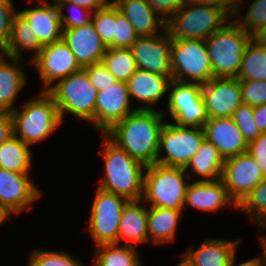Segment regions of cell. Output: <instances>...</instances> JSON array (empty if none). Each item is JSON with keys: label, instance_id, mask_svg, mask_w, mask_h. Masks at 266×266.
I'll return each mask as SVG.
<instances>
[{"label": "cell", "instance_id": "1", "mask_svg": "<svg viewBox=\"0 0 266 266\" xmlns=\"http://www.w3.org/2000/svg\"><path fill=\"white\" fill-rule=\"evenodd\" d=\"M164 119L161 109H136L104 134L134 159L149 166L157 162Z\"/></svg>", "mask_w": 266, "mask_h": 266}, {"label": "cell", "instance_id": "2", "mask_svg": "<svg viewBox=\"0 0 266 266\" xmlns=\"http://www.w3.org/2000/svg\"><path fill=\"white\" fill-rule=\"evenodd\" d=\"M99 153L104 163V173L98 188L123 196L127 200L142 199L146 165L118 147L105 134H101Z\"/></svg>", "mask_w": 266, "mask_h": 266}, {"label": "cell", "instance_id": "3", "mask_svg": "<svg viewBox=\"0 0 266 266\" xmlns=\"http://www.w3.org/2000/svg\"><path fill=\"white\" fill-rule=\"evenodd\" d=\"M22 106L21 109L16 108L11 112L13 130L16 137L30 146L46 141L63 125L54 98L47 91H40Z\"/></svg>", "mask_w": 266, "mask_h": 266}, {"label": "cell", "instance_id": "4", "mask_svg": "<svg viewBox=\"0 0 266 266\" xmlns=\"http://www.w3.org/2000/svg\"><path fill=\"white\" fill-rule=\"evenodd\" d=\"M231 18L220 8L196 3H183L172 17L165 20L164 31L173 40H205L220 30Z\"/></svg>", "mask_w": 266, "mask_h": 266}, {"label": "cell", "instance_id": "5", "mask_svg": "<svg viewBox=\"0 0 266 266\" xmlns=\"http://www.w3.org/2000/svg\"><path fill=\"white\" fill-rule=\"evenodd\" d=\"M47 92L54 98L63 123L67 113L95 129L97 90L84 69L59 79Z\"/></svg>", "mask_w": 266, "mask_h": 266}, {"label": "cell", "instance_id": "6", "mask_svg": "<svg viewBox=\"0 0 266 266\" xmlns=\"http://www.w3.org/2000/svg\"><path fill=\"white\" fill-rule=\"evenodd\" d=\"M251 40L233 19L205 39L213 76L236 78L245 49Z\"/></svg>", "mask_w": 266, "mask_h": 266}, {"label": "cell", "instance_id": "7", "mask_svg": "<svg viewBox=\"0 0 266 266\" xmlns=\"http://www.w3.org/2000/svg\"><path fill=\"white\" fill-rule=\"evenodd\" d=\"M190 181L184 168L157 163L146 166L142 200L148 206L183 210Z\"/></svg>", "mask_w": 266, "mask_h": 266}, {"label": "cell", "instance_id": "8", "mask_svg": "<svg viewBox=\"0 0 266 266\" xmlns=\"http://www.w3.org/2000/svg\"><path fill=\"white\" fill-rule=\"evenodd\" d=\"M170 57L172 80L203 85L214 77L205 40L175 41Z\"/></svg>", "mask_w": 266, "mask_h": 266}, {"label": "cell", "instance_id": "9", "mask_svg": "<svg viewBox=\"0 0 266 266\" xmlns=\"http://www.w3.org/2000/svg\"><path fill=\"white\" fill-rule=\"evenodd\" d=\"M204 140L205 134L202 127L179 126L166 121L160 132L156 163L168 167L185 168Z\"/></svg>", "mask_w": 266, "mask_h": 266}, {"label": "cell", "instance_id": "10", "mask_svg": "<svg viewBox=\"0 0 266 266\" xmlns=\"http://www.w3.org/2000/svg\"><path fill=\"white\" fill-rule=\"evenodd\" d=\"M128 201L123 196L96 187L86 227L94 247L102 244H118L120 217Z\"/></svg>", "mask_w": 266, "mask_h": 266}, {"label": "cell", "instance_id": "11", "mask_svg": "<svg viewBox=\"0 0 266 266\" xmlns=\"http://www.w3.org/2000/svg\"><path fill=\"white\" fill-rule=\"evenodd\" d=\"M166 104V111H162L165 118L179 126L203 127L209 119L202 98V85L172 80ZM167 112V113H165Z\"/></svg>", "mask_w": 266, "mask_h": 266}, {"label": "cell", "instance_id": "12", "mask_svg": "<svg viewBox=\"0 0 266 266\" xmlns=\"http://www.w3.org/2000/svg\"><path fill=\"white\" fill-rule=\"evenodd\" d=\"M30 64L35 68L42 82L40 91H47L59 79L83 69L62 40L44 46Z\"/></svg>", "mask_w": 266, "mask_h": 266}, {"label": "cell", "instance_id": "13", "mask_svg": "<svg viewBox=\"0 0 266 266\" xmlns=\"http://www.w3.org/2000/svg\"><path fill=\"white\" fill-rule=\"evenodd\" d=\"M264 179L259 165L248 152L224 159L221 180L237 205Z\"/></svg>", "mask_w": 266, "mask_h": 266}, {"label": "cell", "instance_id": "14", "mask_svg": "<svg viewBox=\"0 0 266 266\" xmlns=\"http://www.w3.org/2000/svg\"><path fill=\"white\" fill-rule=\"evenodd\" d=\"M30 174L0 168V205L13 215L30 211L34 201H38L43 195V191L29 176Z\"/></svg>", "mask_w": 266, "mask_h": 266}, {"label": "cell", "instance_id": "15", "mask_svg": "<svg viewBox=\"0 0 266 266\" xmlns=\"http://www.w3.org/2000/svg\"><path fill=\"white\" fill-rule=\"evenodd\" d=\"M126 82L116 81L105 90L97 91L95 130L101 134L134 112Z\"/></svg>", "mask_w": 266, "mask_h": 266}, {"label": "cell", "instance_id": "16", "mask_svg": "<svg viewBox=\"0 0 266 266\" xmlns=\"http://www.w3.org/2000/svg\"><path fill=\"white\" fill-rule=\"evenodd\" d=\"M173 40L164 32L138 37L129 48L139 69L172 76L171 47Z\"/></svg>", "mask_w": 266, "mask_h": 266}, {"label": "cell", "instance_id": "17", "mask_svg": "<svg viewBox=\"0 0 266 266\" xmlns=\"http://www.w3.org/2000/svg\"><path fill=\"white\" fill-rule=\"evenodd\" d=\"M202 98L209 119L232 117L243 103L237 78L213 77L202 85Z\"/></svg>", "mask_w": 266, "mask_h": 266}, {"label": "cell", "instance_id": "18", "mask_svg": "<svg viewBox=\"0 0 266 266\" xmlns=\"http://www.w3.org/2000/svg\"><path fill=\"white\" fill-rule=\"evenodd\" d=\"M193 207L201 212H217L223 208L237 210L238 205L230 197L223 181H191L185 194L183 210Z\"/></svg>", "mask_w": 266, "mask_h": 266}, {"label": "cell", "instance_id": "19", "mask_svg": "<svg viewBox=\"0 0 266 266\" xmlns=\"http://www.w3.org/2000/svg\"><path fill=\"white\" fill-rule=\"evenodd\" d=\"M36 0H26L30 5ZM36 7L18 11L29 23L43 46L62 39V26L59 10L54 0H37Z\"/></svg>", "mask_w": 266, "mask_h": 266}, {"label": "cell", "instance_id": "20", "mask_svg": "<svg viewBox=\"0 0 266 266\" xmlns=\"http://www.w3.org/2000/svg\"><path fill=\"white\" fill-rule=\"evenodd\" d=\"M61 40L73 52L82 68L100 63L107 50L92 21L81 27L63 29Z\"/></svg>", "mask_w": 266, "mask_h": 266}, {"label": "cell", "instance_id": "21", "mask_svg": "<svg viewBox=\"0 0 266 266\" xmlns=\"http://www.w3.org/2000/svg\"><path fill=\"white\" fill-rule=\"evenodd\" d=\"M172 76L159 75L142 69H137L135 73L127 80V87L130 99L137 100L136 109L154 110V106L162 101V98L168 97L169 86Z\"/></svg>", "mask_w": 266, "mask_h": 266}, {"label": "cell", "instance_id": "22", "mask_svg": "<svg viewBox=\"0 0 266 266\" xmlns=\"http://www.w3.org/2000/svg\"><path fill=\"white\" fill-rule=\"evenodd\" d=\"M202 128L223 159L247 152L248 143L232 117L208 119Z\"/></svg>", "mask_w": 266, "mask_h": 266}, {"label": "cell", "instance_id": "23", "mask_svg": "<svg viewBox=\"0 0 266 266\" xmlns=\"http://www.w3.org/2000/svg\"><path fill=\"white\" fill-rule=\"evenodd\" d=\"M25 58L4 55L0 59V112L11 113L21 90L26 86L27 73L22 65ZM26 74V75H25Z\"/></svg>", "mask_w": 266, "mask_h": 266}, {"label": "cell", "instance_id": "24", "mask_svg": "<svg viewBox=\"0 0 266 266\" xmlns=\"http://www.w3.org/2000/svg\"><path fill=\"white\" fill-rule=\"evenodd\" d=\"M241 239H204L196 249L190 246L183 254L195 266H230Z\"/></svg>", "mask_w": 266, "mask_h": 266}, {"label": "cell", "instance_id": "25", "mask_svg": "<svg viewBox=\"0 0 266 266\" xmlns=\"http://www.w3.org/2000/svg\"><path fill=\"white\" fill-rule=\"evenodd\" d=\"M143 204H142V203ZM142 204V205H140ZM142 199L129 200L123 208L118 232V244L137 247L148 242V208Z\"/></svg>", "mask_w": 266, "mask_h": 266}, {"label": "cell", "instance_id": "26", "mask_svg": "<svg viewBox=\"0 0 266 266\" xmlns=\"http://www.w3.org/2000/svg\"><path fill=\"white\" fill-rule=\"evenodd\" d=\"M114 4L130 21L139 37L164 32L165 21L146 0H116Z\"/></svg>", "mask_w": 266, "mask_h": 266}, {"label": "cell", "instance_id": "27", "mask_svg": "<svg viewBox=\"0 0 266 266\" xmlns=\"http://www.w3.org/2000/svg\"><path fill=\"white\" fill-rule=\"evenodd\" d=\"M183 210L148 206V242L163 246L175 241Z\"/></svg>", "mask_w": 266, "mask_h": 266}, {"label": "cell", "instance_id": "28", "mask_svg": "<svg viewBox=\"0 0 266 266\" xmlns=\"http://www.w3.org/2000/svg\"><path fill=\"white\" fill-rule=\"evenodd\" d=\"M223 165L218 149L205 139L184 170L192 181L195 176L200 181H217L221 179Z\"/></svg>", "mask_w": 266, "mask_h": 266}, {"label": "cell", "instance_id": "29", "mask_svg": "<svg viewBox=\"0 0 266 266\" xmlns=\"http://www.w3.org/2000/svg\"><path fill=\"white\" fill-rule=\"evenodd\" d=\"M44 46L36 36L35 32L32 31L29 23L26 19L18 12L12 22L11 36L3 48L5 55L17 58H23V52L32 51L30 61L40 52Z\"/></svg>", "mask_w": 266, "mask_h": 266}, {"label": "cell", "instance_id": "30", "mask_svg": "<svg viewBox=\"0 0 266 266\" xmlns=\"http://www.w3.org/2000/svg\"><path fill=\"white\" fill-rule=\"evenodd\" d=\"M31 146L12 135L0 147V168L18 173H30L33 165Z\"/></svg>", "mask_w": 266, "mask_h": 266}, {"label": "cell", "instance_id": "31", "mask_svg": "<svg viewBox=\"0 0 266 266\" xmlns=\"http://www.w3.org/2000/svg\"><path fill=\"white\" fill-rule=\"evenodd\" d=\"M94 249L91 266H144L136 247L102 244Z\"/></svg>", "mask_w": 266, "mask_h": 266}, {"label": "cell", "instance_id": "32", "mask_svg": "<svg viewBox=\"0 0 266 266\" xmlns=\"http://www.w3.org/2000/svg\"><path fill=\"white\" fill-rule=\"evenodd\" d=\"M101 62L111 75L114 76L117 81L121 82H127L138 69L129 48L107 47Z\"/></svg>", "mask_w": 266, "mask_h": 266}, {"label": "cell", "instance_id": "33", "mask_svg": "<svg viewBox=\"0 0 266 266\" xmlns=\"http://www.w3.org/2000/svg\"><path fill=\"white\" fill-rule=\"evenodd\" d=\"M236 78L239 81H266V49L250 40Z\"/></svg>", "mask_w": 266, "mask_h": 266}, {"label": "cell", "instance_id": "34", "mask_svg": "<svg viewBox=\"0 0 266 266\" xmlns=\"http://www.w3.org/2000/svg\"><path fill=\"white\" fill-rule=\"evenodd\" d=\"M237 210L251 216V221L257 224V231L266 229V178L238 204Z\"/></svg>", "mask_w": 266, "mask_h": 266}, {"label": "cell", "instance_id": "35", "mask_svg": "<svg viewBox=\"0 0 266 266\" xmlns=\"http://www.w3.org/2000/svg\"><path fill=\"white\" fill-rule=\"evenodd\" d=\"M27 266H85L80 259L65 250L33 249Z\"/></svg>", "mask_w": 266, "mask_h": 266}, {"label": "cell", "instance_id": "36", "mask_svg": "<svg viewBox=\"0 0 266 266\" xmlns=\"http://www.w3.org/2000/svg\"><path fill=\"white\" fill-rule=\"evenodd\" d=\"M91 21L105 46L113 48L116 5L113 3L107 7L93 11Z\"/></svg>", "mask_w": 266, "mask_h": 266}, {"label": "cell", "instance_id": "37", "mask_svg": "<svg viewBox=\"0 0 266 266\" xmlns=\"http://www.w3.org/2000/svg\"><path fill=\"white\" fill-rule=\"evenodd\" d=\"M59 10L62 29L81 27L91 22L92 11L67 0H54ZM67 8L69 14L64 13ZM72 11V12H71Z\"/></svg>", "mask_w": 266, "mask_h": 266}, {"label": "cell", "instance_id": "38", "mask_svg": "<svg viewBox=\"0 0 266 266\" xmlns=\"http://www.w3.org/2000/svg\"><path fill=\"white\" fill-rule=\"evenodd\" d=\"M245 14L233 20L248 34L266 25V0H253Z\"/></svg>", "mask_w": 266, "mask_h": 266}, {"label": "cell", "instance_id": "39", "mask_svg": "<svg viewBox=\"0 0 266 266\" xmlns=\"http://www.w3.org/2000/svg\"><path fill=\"white\" fill-rule=\"evenodd\" d=\"M232 118L247 143L255 140L261 134L255 124L254 110L251 105L242 103L234 111Z\"/></svg>", "mask_w": 266, "mask_h": 266}, {"label": "cell", "instance_id": "40", "mask_svg": "<svg viewBox=\"0 0 266 266\" xmlns=\"http://www.w3.org/2000/svg\"><path fill=\"white\" fill-rule=\"evenodd\" d=\"M139 36L130 21L120 13L116 6V24L113 37V48H130Z\"/></svg>", "mask_w": 266, "mask_h": 266}, {"label": "cell", "instance_id": "41", "mask_svg": "<svg viewBox=\"0 0 266 266\" xmlns=\"http://www.w3.org/2000/svg\"><path fill=\"white\" fill-rule=\"evenodd\" d=\"M242 102L252 107L266 104V81H240Z\"/></svg>", "mask_w": 266, "mask_h": 266}, {"label": "cell", "instance_id": "42", "mask_svg": "<svg viewBox=\"0 0 266 266\" xmlns=\"http://www.w3.org/2000/svg\"><path fill=\"white\" fill-rule=\"evenodd\" d=\"M16 6L13 0H0V47L4 48L8 43L14 16L18 13L15 11Z\"/></svg>", "mask_w": 266, "mask_h": 266}, {"label": "cell", "instance_id": "43", "mask_svg": "<svg viewBox=\"0 0 266 266\" xmlns=\"http://www.w3.org/2000/svg\"><path fill=\"white\" fill-rule=\"evenodd\" d=\"M83 69L87 72L91 83L97 91L105 90L117 81L105 68L102 62L86 66Z\"/></svg>", "mask_w": 266, "mask_h": 266}, {"label": "cell", "instance_id": "44", "mask_svg": "<svg viewBox=\"0 0 266 266\" xmlns=\"http://www.w3.org/2000/svg\"><path fill=\"white\" fill-rule=\"evenodd\" d=\"M247 152L254 158L266 178V132L248 143Z\"/></svg>", "mask_w": 266, "mask_h": 266}, {"label": "cell", "instance_id": "45", "mask_svg": "<svg viewBox=\"0 0 266 266\" xmlns=\"http://www.w3.org/2000/svg\"><path fill=\"white\" fill-rule=\"evenodd\" d=\"M156 13L165 21L183 5L182 0H146Z\"/></svg>", "mask_w": 266, "mask_h": 266}, {"label": "cell", "instance_id": "46", "mask_svg": "<svg viewBox=\"0 0 266 266\" xmlns=\"http://www.w3.org/2000/svg\"><path fill=\"white\" fill-rule=\"evenodd\" d=\"M183 3H196L203 5H211L222 9L231 19L234 18L238 0H182Z\"/></svg>", "mask_w": 266, "mask_h": 266}, {"label": "cell", "instance_id": "47", "mask_svg": "<svg viewBox=\"0 0 266 266\" xmlns=\"http://www.w3.org/2000/svg\"><path fill=\"white\" fill-rule=\"evenodd\" d=\"M14 135L13 118L11 113L0 112V147Z\"/></svg>", "mask_w": 266, "mask_h": 266}, {"label": "cell", "instance_id": "48", "mask_svg": "<svg viewBox=\"0 0 266 266\" xmlns=\"http://www.w3.org/2000/svg\"><path fill=\"white\" fill-rule=\"evenodd\" d=\"M88 10L96 11L113 4V0H67Z\"/></svg>", "mask_w": 266, "mask_h": 266}, {"label": "cell", "instance_id": "49", "mask_svg": "<svg viewBox=\"0 0 266 266\" xmlns=\"http://www.w3.org/2000/svg\"><path fill=\"white\" fill-rule=\"evenodd\" d=\"M255 124L260 133L266 132V104L253 107Z\"/></svg>", "mask_w": 266, "mask_h": 266}, {"label": "cell", "instance_id": "50", "mask_svg": "<svg viewBox=\"0 0 266 266\" xmlns=\"http://www.w3.org/2000/svg\"><path fill=\"white\" fill-rule=\"evenodd\" d=\"M236 255L233 257L230 266H266L265 259L263 255L256 256L247 260H243V262L237 264Z\"/></svg>", "mask_w": 266, "mask_h": 266}, {"label": "cell", "instance_id": "51", "mask_svg": "<svg viewBox=\"0 0 266 266\" xmlns=\"http://www.w3.org/2000/svg\"><path fill=\"white\" fill-rule=\"evenodd\" d=\"M251 40L266 49V25L258 28L251 34Z\"/></svg>", "mask_w": 266, "mask_h": 266}, {"label": "cell", "instance_id": "52", "mask_svg": "<svg viewBox=\"0 0 266 266\" xmlns=\"http://www.w3.org/2000/svg\"><path fill=\"white\" fill-rule=\"evenodd\" d=\"M12 213H10L4 206L0 205V225L5 223L6 220L10 219Z\"/></svg>", "mask_w": 266, "mask_h": 266}, {"label": "cell", "instance_id": "53", "mask_svg": "<svg viewBox=\"0 0 266 266\" xmlns=\"http://www.w3.org/2000/svg\"><path fill=\"white\" fill-rule=\"evenodd\" d=\"M261 237V238H260ZM259 243L261 245V250H262V255L265 259L266 262V235L264 236V234L261 236H259Z\"/></svg>", "mask_w": 266, "mask_h": 266}, {"label": "cell", "instance_id": "54", "mask_svg": "<svg viewBox=\"0 0 266 266\" xmlns=\"http://www.w3.org/2000/svg\"><path fill=\"white\" fill-rule=\"evenodd\" d=\"M182 259L177 263L176 266H195L183 253L180 254Z\"/></svg>", "mask_w": 266, "mask_h": 266}, {"label": "cell", "instance_id": "55", "mask_svg": "<svg viewBox=\"0 0 266 266\" xmlns=\"http://www.w3.org/2000/svg\"><path fill=\"white\" fill-rule=\"evenodd\" d=\"M5 55L4 49L0 47V59Z\"/></svg>", "mask_w": 266, "mask_h": 266}]
</instances>
